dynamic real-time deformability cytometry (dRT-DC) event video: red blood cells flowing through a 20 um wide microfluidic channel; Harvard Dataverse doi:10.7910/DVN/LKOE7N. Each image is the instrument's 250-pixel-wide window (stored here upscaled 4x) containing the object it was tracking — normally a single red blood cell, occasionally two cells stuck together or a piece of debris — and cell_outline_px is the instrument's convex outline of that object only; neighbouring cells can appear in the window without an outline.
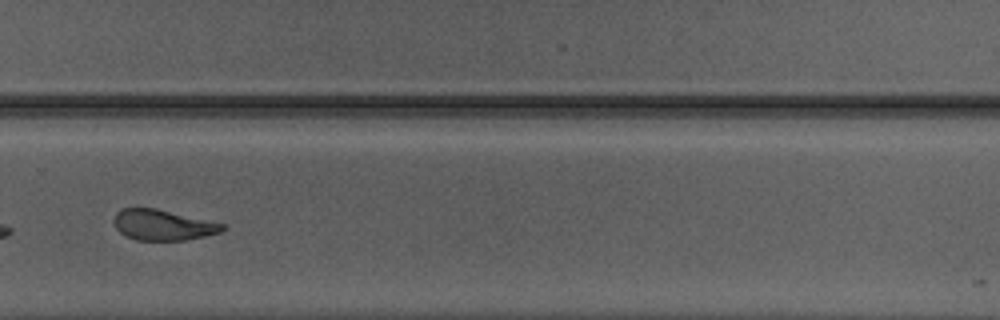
{"species": "Egyptian fruit bat (a non-hibernating species)", "species_latin": "Rousettus aegyptiacus", "temperature_condition": "warm", "stored_images_in_passage": 25, "camera_frame_rate_fps": 3000, "um_per_image_px": 0.085, "animal": {"sex": "male"}, "frame": {"image": 1, "passage_image": 22, "time_ms": 7.0, "image_size_px": [1000, 320], "cell_outline_px": [[228, 228], [220, 232], [204, 236], [184, 240], [136, 240], [124, 236], [116, 228], [116, 212], [124, 208], [156, 208], [224, 224]], "centroid_in_image_um": [13.86, 19.13], "position_along_channel_um": 315.9, "area_um2": 19.13}}